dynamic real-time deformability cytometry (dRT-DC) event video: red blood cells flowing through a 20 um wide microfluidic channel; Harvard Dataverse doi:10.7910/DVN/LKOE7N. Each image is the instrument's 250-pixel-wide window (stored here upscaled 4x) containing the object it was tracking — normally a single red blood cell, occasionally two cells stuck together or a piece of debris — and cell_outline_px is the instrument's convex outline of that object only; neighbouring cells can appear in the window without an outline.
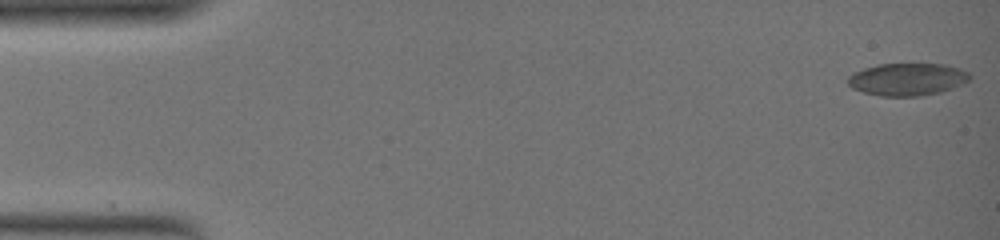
{"species": "common noctule bat (a hibernating species)", "species_latin": "Nyctalus noctula", "temperature_condition": "warm", "stored_images_in_passage": 39, "camera_frame_rate_fps": 3000, "um_per_image_px": 0.085, "animal": {"sex": "female", "body_mass_g": 19.0, "forearm_length_mm": 51.5}, "frame": {"image": 1, "passage_image": 1, "time_ms": 0.0, "image_size_px": [1000, 240], "cell_outline_px": [[972, 76], [968, 80], [952, 88], [940, 92], [920, 96], [880, 96], [864, 92], [852, 88], [848, 84], [848, 76], [852, 72], [864, 68], [880, 64], [944, 64], [960, 68], [968, 72]], "centroid_in_image_um": [77.11, 6.74], "position_along_channel_um": 7.9, "area_um2": 23.0}}
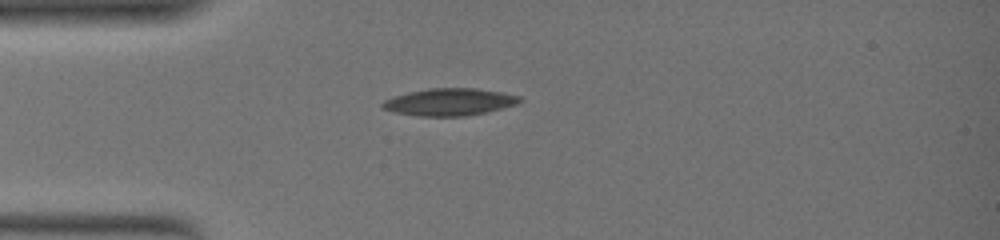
{"frame": {"image": 2, "passage_image": 33, "time_ms": 6.333, "image_size_px": [1000, 240], "cell_outline_px": [[524, 100], [516, 104], [488, 112], [464, 116], [416, 116], [392, 112], [380, 108], [380, 104], [384, 100], [392, 96], [408, 92], [428, 88], [476, 88], [500, 92], [520, 96]], "centroid_in_image_um": [38.15, 8.67], "position_along_channel_um": 46.8, "area_um2": 22.02}}